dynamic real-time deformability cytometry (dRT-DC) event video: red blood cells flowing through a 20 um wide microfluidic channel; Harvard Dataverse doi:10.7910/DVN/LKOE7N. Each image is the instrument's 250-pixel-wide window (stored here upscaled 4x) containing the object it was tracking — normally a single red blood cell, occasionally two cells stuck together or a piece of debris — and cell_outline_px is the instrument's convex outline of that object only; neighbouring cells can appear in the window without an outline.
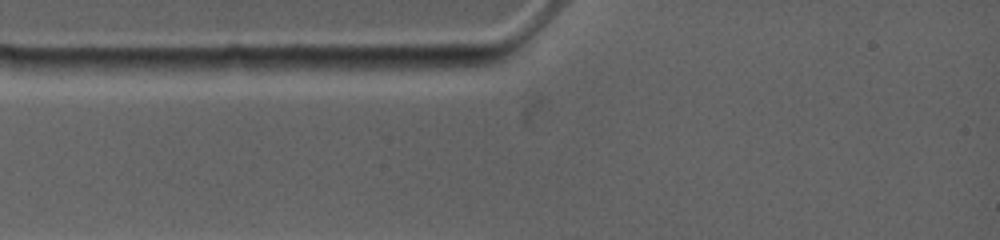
{"species": "common noctule bat (a hibernating species)", "species_latin": "Nyctalus noctula", "temperature_condition": "warm", "stored_images_in_passage": 1, "camera_frame_rate_fps": 4500, "um_per_image_px": 0.085, "animal": {"sex": "female", "body_mass_g": 19.0, "forearm_length_mm": 53.3}, "frame": {"image": 1, "passage_image": 1, "time_ms": 0.0, "image_size_px": [1000, 240], "cell_outline_px": [[256, 68], [220, 76], [132, 76], [124, 68], [124, 64], [128, 60], [172, 56], [244, 56]], "centroid_in_image_um": [15.98, 5.61], "position_along_channel_um": 69.0, "area_um2": 16.47}}